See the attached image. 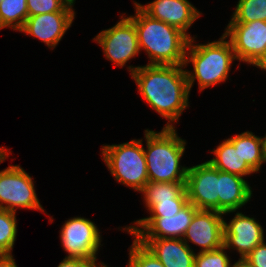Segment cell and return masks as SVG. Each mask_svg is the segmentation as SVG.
<instances>
[{
  "label": "cell",
  "instance_id": "obj_1",
  "mask_svg": "<svg viewBox=\"0 0 266 267\" xmlns=\"http://www.w3.org/2000/svg\"><path fill=\"white\" fill-rule=\"evenodd\" d=\"M182 65L128 66L131 77L143 99L168 122L164 128H175L189 106V87Z\"/></svg>",
  "mask_w": 266,
  "mask_h": 267
},
{
  "label": "cell",
  "instance_id": "obj_2",
  "mask_svg": "<svg viewBox=\"0 0 266 267\" xmlns=\"http://www.w3.org/2000/svg\"><path fill=\"white\" fill-rule=\"evenodd\" d=\"M134 23L139 49L148 55V65H182L190 38L179 29L146 14L134 1Z\"/></svg>",
  "mask_w": 266,
  "mask_h": 267
},
{
  "label": "cell",
  "instance_id": "obj_3",
  "mask_svg": "<svg viewBox=\"0 0 266 267\" xmlns=\"http://www.w3.org/2000/svg\"><path fill=\"white\" fill-rule=\"evenodd\" d=\"M227 39L224 34L219 40L207 44H194L195 38L190 39L184 62V67L189 63L193 65V71L185 69L189 91L195 80L200 91L226 81L231 64L237 60L232 44Z\"/></svg>",
  "mask_w": 266,
  "mask_h": 267
},
{
  "label": "cell",
  "instance_id": "obj_4",
  "mask_svg": "<svg viewBox=\"0 0 266 267\" xmlns=\"http://www.w3.org/2000/svg\"><path fill=\"white\" fill-rule=\"evenodd\" d=\"M147 173L153 182H186L188 167L180 165L186 141L180 138L175 128L160 132L145 130Z\"/></svg>",
  "mask_w": 266,
  "mask_h": 267
},
{
  "label": "cell",
  "instance_id": "obj_5",
  "mask_svg": "<svg viewBox=\"0 0 266 267\" xmlns=\"http://www.w3.org/2000/svg\"><path fill=\"white\" fill-rule=\"evenodd\" d=\"M142 139L103 145L102 158L118 183L140 192L149 181Z\"/></svg>",
  "mask_w": 266,
  "mask_h": 267
},
{
  "label": "cell",
  "instance_id": "obj_6",
  "mask_svg": "<svg viewBox=\"0 0 266 267\" xmlns=\"http://www.w3.org/2000/svg\"><path fill=\"white\" fill-rule=\"evenodd\" d=\"M9 155L7 151L0 163ZM0 208L15 213L18 208L45 212L37 198L34 180L20 165H9L0 171Z\"/></svg>",
  "mask_w": 266,
  "mask_h": 267
},
{
  "label": "cell",
  "instance_id": "obj_7",
  "mask_svg": "<svg viewBox=\"0 0 266 267\" xmlns=\"http://www.w3.org/2000/svg\"><path fill=\"white\" fill-rule=\"evenodd\" d=\"M199 209L192 203L185 205L175 215H150L134 221L122 229L135 238H179L182 239Z\"/></svg>",
  "mask_w": 266,
  "mask_h": 267
},
{
  "label": "cell",
  "instance_id": "obj_8",
  "mask_svg": "<svg viewBox=\"0 0 266 267\" xmlns=\"http://www.w3.org/2000/svg\"><path fill=\"white\" fill-rule=\"evenodd\" d=\"M94 41L102 47L106 59L115 66L124 67L133 57L139 55V43L134 23L124 15L113 27L102 30Z\"/></svg>",
  "mask_w": 266,
  "mask_h": 267
},
{
  "label": "cell",
  "instance_id": "obj_9",
  "mask_svg": "<svg viewBox=\"0 0 266 267\" xmlns=\"http://www.w3.org/2000/svg\"><path fill=\"white\" fill-rule=\"evenodd\" d=\"M60 240L64 251L68 254L65 257L97 261L101 235L91 220L81 216L68 219L62 225Z\"/></svg>",
  "mask_w": 266,
  "mask_h": 267
},
{
  "label": "cell",
  "instance_id": "obj_10",
  "mask_svg": "<svg viewBox=\"0 0 266 267\" xmlns=\"http://www.w3.org/2000/svg\"><path fill=\"white\" fill-rule=\"evenodd\" d=\"M185 189L189 203L199 210L218 211L219 170L208 161L188 167Z\"/></svg>",
  "mask_w": 266,
  "mask_h": 267
},
{
  "label": "cell",
  "instance_id": "obj_11",
  "mask_svg": "<svg viewBox=\"0 0 266 267\" xmlns=\"http://www.w3.org/2000/svg\"><path fill=\"white\" fill-rule=\"evenodd\" d=\"M224 35L229 37L240 62L251 64L266 50V21L228 23Z\"/></svg>",
  "mask_w": 266,
  "mask_h": 267
},
{
  "label": "cell",
  "instance_id": "obj_12",
  "mask_svg": "<svg viewBox=\"0 0 266 267\" xmlns=\"http://www.w3.org/2000/svg\"><path fill=\"white\" fill-rule=\"evenodd\" d=\"M224 215L215 210H198L186 230L183 240L201 247L199 252L216 250L223 246L224 238Z\"/></svg>",
  "mask_w": 266,
  "mask_h": 267
},
{
  "label": "cell",
  "instance_id": "obj_13",
  "mask_svg": "<svg viewBox=\"0 0 266 267\" xmlns=\"http://www.w3.org/2000/svg\"><path fill=\"white\" fill-rule=\"evenodd\" d=\"M223 246L228 250H237L240 259L248 255L264 239V229L253 217L237 212L234 218L223 223Z\"/></svg>",
  "mask_w": 266,
  "mask_h": 267
},
{
  "label": "cell",
  "instance_id": "obj_14",
  "mask_svg": "<svg viewBox=\"0 0 266 267\" xmlns=\"http://www.w3.org/2000/svg\"><path fill=\"white\" fill-rule=\"evenodd\" d=\"M75 15V11H56L28 16L19 32L38 38L54 49L72 26Z\"/></svg>",
  "mask_w": 266,
  "mask_h": 267
},
{
  "label": "cell",
  "instance_id": "obj_15",
  "mask_svg": "<svg viewBox=\"0 0 266 267\" xmlns=\"http://www.w3.org/2000/svg\"><path fill=\"white\" fill-rule=\"evenodd\" d=\"M137 4L150 17L179 29L190 39L187 30L201 15L189 0H154L145 6Z\"/></svg>",
  "mask_w": 266,
  "mask_h": 267
},
{
  "label": "cell",
  "instance_id": "obj_16",
  "mask_svg": "<svg viewBox=\"0 0 266 267\" xmlns=\"http://www.w3.org/2000/svg\"><path fill=\"white\" fill-rule=\"evenodd\" d=\"M164 267H194L196 253L179 238H136Z\"/></svg>",
  "mask_w": 266,
  "mask_h": 267
},
{
  "label": "cell",
  "instance_id": "obj_17",
  "mask_svg": "<svg viewBox=\"0 0 266 267\" xmlns=\"http://www.w3.org/2000/svg\"><path fill=\"white\" fill-rule=\"evenodd\" d=\"M252 188L244 177L219 170L218 211L233 213L252 197Z\"/></svg>",
  "mask_w": 266,
  "mask_h": 267
},
{
  "label": "cell",
  "instance_id": "obj_18",
  "mask_svg": "<svg viewBox=\"0 0 266 267\" xmlns=\"http://www.w3.org/2000/svg\"><path fill=\"white\" fill-rule=\"evenodd\" d=\"M211 152L214 154L215 158L208 160V162L220 171L229 172L241 177L256 173L245 162V159H242L239 149L235 148L234 144L229 139H224V141Z\"/></svg>",
  "mask_w": 266,
  "mask_h": 267
},
{
  "label": "cell",
  "instance_id": "obj_19",
  "mask_svg": "<svg viewBox=\"0 0 266 267\" xmlns=\"http://www.w3.org/2000/svg\"><path fill=\"white\" fill-rule=\"evenodd\" d=\"M235 148L239 149L242 159L257 173L264 163L261 152L260 137L255 136L251 131L228 138Z\"/></svg>",
  "mask_w": 266,
  "mask_h": 267
},
{
  "label": "cell",
  "instance_id": "obj_20",
  "mask_svg": "<svg viewBox=\"0 0 266 267\" xmlns=\"http://www.w3.org/2000/svg\"><path fill=\"white\" fill-rule=\"evenodd\" d=\"M27 18L26 0H2L0 3V30L9 27L19 31Z\"/></svg>",
  "mask_w": 266,
  "mask_h": 267
},
{
  "label": "cell",
  "instance_id": "obj_21",
  "mask_svg": "<svg viewBox=\"0 0 266 267\" xmlns=\"http://www.w3.org/2000/svg\"><path fill=\"white\" fill-rule=\"evenodd\" d=\"M185 183L148 181L140 192L144 200L188 199Z\"/></svg>",
  "mask_w": 266,
  "mask_h": 267
},
{
  "label": "cell",
  "instance_id": "obj_22",
  "mask_svg": "<svg viewBox=\"0 0 266 267\" xmlns=\"http://www.w3.org/2000/svg\"><path fill=\"white\" fill-rule=\"evenodd\" d=\"M266 21V0H238L229 23Z\"/></svg>",
  "mask_w": 266,
  "mask_h": 267
},
{
  "label": "cell",
  "instance_id": "obj_23",
  "mask_svg": "<svg viewBox=\"0 0 266 267\" xmlns=\"http://www.w3.org/2000/svg\"><path fill=\"white\" fill-rule=\"evenodd\" d=\"M16 237V213L0 208V255L12 254Z\"/></svg>",
  "mask_w": 266,
  "mask_h": 267
},
{
  "label": "cell",
  "instance_id": "obj_24",
  "mask_svg": "<svg viewBox=\"0 0 266 267\" xmlns=\"http://www.w3.org/2000/svg\"><path fill=\"white\" fill-rule=\"evenodd\" d=\"M127 267L164 266L150 250H148L135 238L129 250V261Z\"/></svg>",
  "mask_w": 266,
  "mask_h": 267
},
{
  "label": "cell",
  "instance_id": "obj_25",
  "mask_svg": "<svg viewBox=\"0 0 266 267\" xmlns=\"http://www.w3.org/2000/svg\"><path fill=\"white\" fill-rule=\"evenodd\" d=\"M28 16H35L56 11H75V0H26Z\"/></svg>",
  "mask_w": 266,
  "mask_h": 267
},
{
  "label": "cell",
  "instance_id": "obj_26",
  "mask_svg": "<svg viewBox=\"0 0 266 267\" xmlns=\"http://www.w3.org/2000/svg\"><path fill=\"white\" fill-rule=\"evenodd\" d=\"M224 246L207 252H198L194 258V267H232L230 257Z\"/></svg>",
  "mask_w": 266,
  "mask_h": 267
},
{
  "label": "cell",
  "instance_id": "obj_27",
  "mask_svg": "<svg viewBox=\"0 0 266 267\" xmlns=\"http://www.w3.org/2000/svg\"><path fill=\"white\" fill-rule=\"evenodd\" d=\"M144 202L150 215H175L189 203L188 199L144 200Z\"/></svg>",
  "mask_w": 266,
  "mask_h": 267
},
{
  "label": "cell",
  "instance_id": "obj_28",
  "mask_svg": "<svg viewBox=\"0 0 266 267\" xmlns=\"http://www.w3.org/2000/svg\"><path fill=\"white\" fill-rule=\"evenodd\" d=\"M244 259L252 267H266V243L265 240L257 245Z\"/></svg>",
  "mask_w": 266,
  "mask_h": 267
},
{
  "label": "cell",
  "instance_id": "obj_29",
  "mask_svg": "<svg viewBox=\"0 0 266 267\" xmlns=\"http://www.w3.org/2000/svg\"><path fill=\"white\" fill-rule=\"evenodd\" d=\"M104 263L97 265L96 261L82 258L65 257L57 267H102Z\"/></svg>",
  "mask_w": 266,
  "mask_h": 267
},
{
  "label": "cell",
  "instance_id": "obj_30",
  "mask_svg": "<svg viewBox=\"0 0 266 267\" xmlns=\"http://www.w3.org/2000/svg\"><path fill=\"white\" fill-rule=\"evenodd\" d=\"M0 267H17L13 255H0Z\"/></svg>",
  "mask_w": 266,
  "mask_h": 267
},
{
  "label": "cell",
  "instance_id": "obj_31",
  "mask_svg": "<svg viewBox=\"0 0 266 267\" xmlns=\"http://www.w3.org/2000/svg\"><path fill=\"white\" fill-rule=\"evenodd\" d=\"M250 65L266 71V50L260 54Z\"/></svg>",
  "mask_w": 266,
  "mask_h": 267
},
{
  "label": "cell",
  "instance_id": "obj_32",
  "mask_svg": "<svg viewBox=\"0 0 266 267\" xmlns=\"http://www.w3.org/2000/svg\"><path fill=\"white\" fill-rule=\"evenodd\" d=\"M261 152L264 163L266 162V134L264 137H260Z\"/></svg>",
  "mask_w": 266,
  "mask_h": 267
},
{
  "label": "cell",
  "instance_id": "obj_33",
  "mask_svg": "<svg viewBox=\"0 0 266 267\" xmlns=\"http://www.w3.org/2000/svg\"><path fill=\"white\" fill-rule=\"evenodd\" d=\"M232 267H252L244 258L235 262Z\"/></svg>",
  "mask_w": 266,
  "mask_h": 267
}]
</instances>
